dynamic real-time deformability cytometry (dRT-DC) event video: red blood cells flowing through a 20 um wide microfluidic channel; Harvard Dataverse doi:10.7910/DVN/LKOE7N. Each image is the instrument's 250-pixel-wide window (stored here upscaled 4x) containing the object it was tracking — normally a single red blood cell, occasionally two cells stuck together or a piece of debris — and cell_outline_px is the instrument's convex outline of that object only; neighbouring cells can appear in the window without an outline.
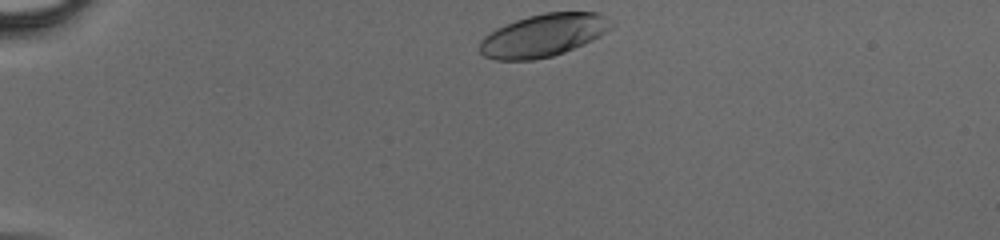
{"species": "human", "species_latin": "Homo sapiens", "temperature_condition": "cold", "stored_images_in_passage": 31, "camera_frame_rate_fps": 3000, "um_per_image_px": 0.085, "donor": {"sex": "male"}, "frame": {"image": 1, "passage_image": 1, "time_ms": 0.0, "image_size_px": [1000, 240], "cell_outline_px": [[616, 24], [600, 36], [584, 44], [564, 52], [552, 56], [532, 60], [496, 60], [484, 56], [480, 52], [480, 40], [484, 36], [496, 28], [516, 20], [528, 16], [544, 12], [600, 12], [612, 20]], "centroid_in_image_um": [46.22, 2.99], "position_along_channel_um": 38.8, "area_um2": 32.89}}
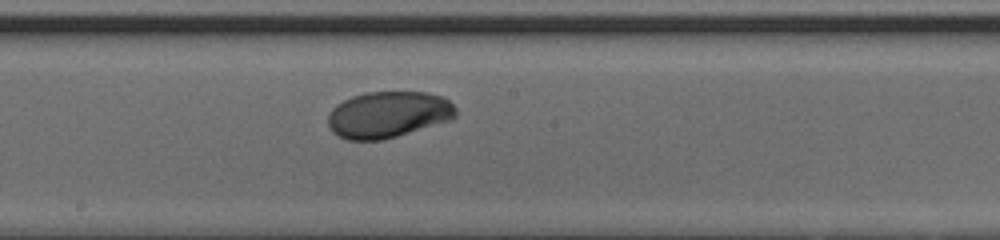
{"frame": {"image": 2, "passage_image": 17, "time_ms": 5.333, "image_size_px": [1000, 240], "cell_outline_px": [[456, 116], [452, 120], [384, 140], [348, 140], [332, 132], [328, 124], [328, 116], [332, 108], [336, 104], [352, 96], [368, 92], [428, 92], [444, 96], [456, 108]], "centroid_in_image_um": [33.01, 9.74], "position_along_channel_um": 215.2, "area_um2": 34.8}}
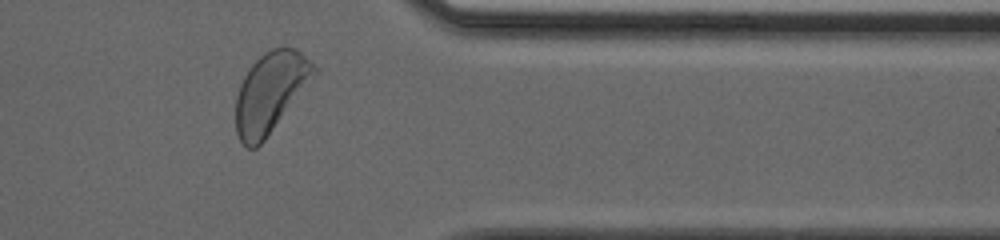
{"frame": {"image": 3, "passage_image": 29, "time_ms": 9.333, "image_size_px": [1000, 240], "cell_outline_px": [[320, 72], [264, 140], [256, 148], [248, 148], [240, 140], [236, 132], [236, 96], [240, 84], [248, 68], [264, 52], [272, 48], [296, 48], [320, 68]], "centroid_in_image_um": [23.03, 7.83], "position_along_channel_um": 388.4, "area_um2": 36.82}}